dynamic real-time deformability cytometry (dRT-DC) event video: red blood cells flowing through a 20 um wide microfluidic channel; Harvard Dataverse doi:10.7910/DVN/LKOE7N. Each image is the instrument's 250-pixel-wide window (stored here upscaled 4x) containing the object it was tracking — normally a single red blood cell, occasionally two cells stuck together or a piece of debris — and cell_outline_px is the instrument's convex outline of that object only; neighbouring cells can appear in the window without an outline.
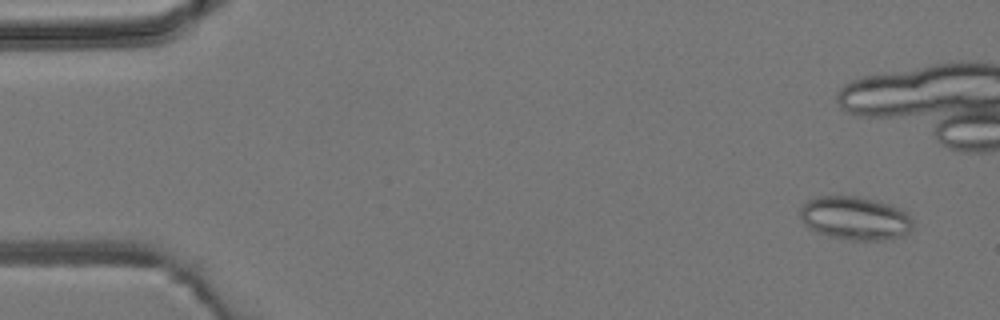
{"species": "common noctule bat (a hibernating species)", "species_latin": "Nyctalus noctula", "temperature_condition": "room temperature", "stored_images_in_passage": 9, "camera_frame_rate_fps": 3000, "um_per_image_px": 0.085, "animal": {"sex": "male", "body_mass_g": 19.2, "forearm_length_mm": 51.8}, "frame": {"image": 1, "passage_image": 1, "time_ms": 0.0, "image_size_px": [1000, 320], "cell_outline_px": [[912, 228], [904, 236], [876, 240], [852, 240], [828, 236], [816, 232], [808, 228], [804, 224], [800, 216], [800, 204], [808, 200], [820, 196], [856, 196], [884, 204], [896, 208], [912, 216]], "centroid_in_image_um": [72.62, 18.56], "position_along_channel_um": 12.4, "area_um2": 28.26}}
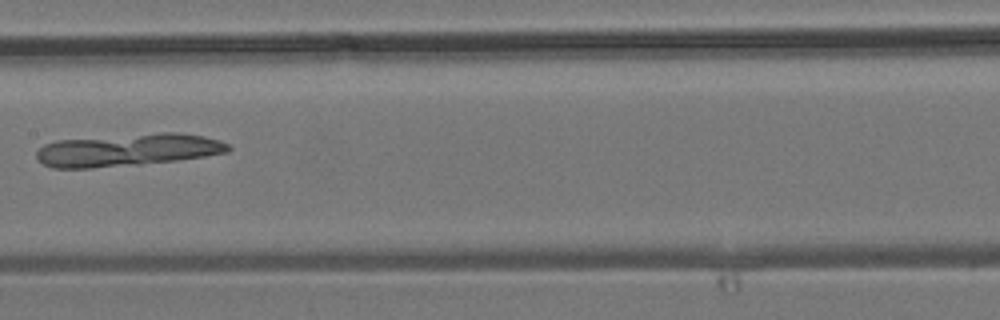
{"frame": {"image": 2, "passage_image": 8, "time_ms": 9.0, "image_size_px": [1000, 320], "cell_outline_px": [[232, 148], [228, 152], [204, 156], [176, 160], [140, 164], [92, 168], [52, 168], [44, 164], [36, 156], [36, 152], [44, 144], [56, 140], [160, 132], [180, 132], [204, 136], [220, 140], [228, 144]], "centroid_in_image_um": [10.87, 12.74], "position_along_channel_um": 196.5, "area_um2": 36.36}}
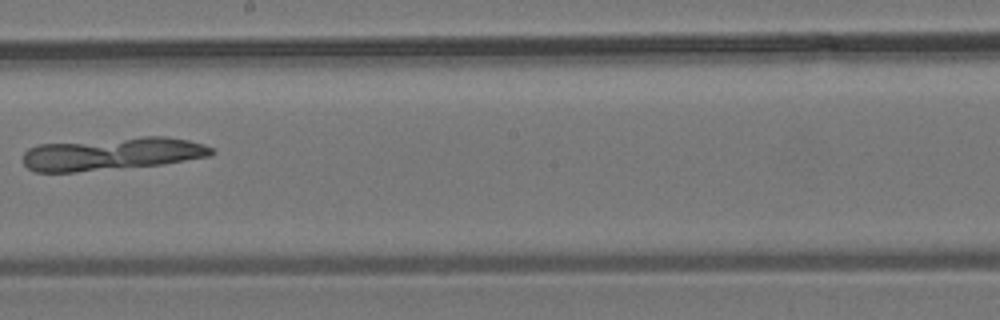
{"frame": {"image": 3, "passage_image": 9, "time_ms": 10.0, "image_size_px": [1000, 320], "cell_outline_px": [[216, 152], [212, 156], [164, 164], [76, 172], [36, 172], [28, 168], [24, 164], [20, 156], [28, 148], [40, 144], [144, 136], [164, 136], [188, 140], [204, 144], [212, 148]], "centroid_in_image_um": [9.53, 13.07], "position_along_channel_um": 238.7, "area_um2": 36.3}}